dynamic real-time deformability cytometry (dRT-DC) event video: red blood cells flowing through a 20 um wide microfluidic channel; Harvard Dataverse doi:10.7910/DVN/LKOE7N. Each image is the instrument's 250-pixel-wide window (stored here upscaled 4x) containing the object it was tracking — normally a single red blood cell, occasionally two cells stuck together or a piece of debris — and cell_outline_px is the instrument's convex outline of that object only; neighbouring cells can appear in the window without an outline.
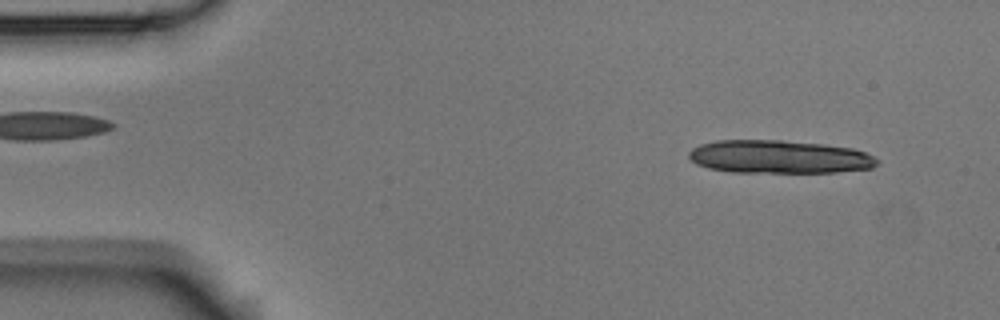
{"species": "Egyptian fruit bat (a non-hibernating species)", "species_latin": "Rousettus aegyptiacus", "temperature_condition": "room temperature", "stored_images_in_passage": 10, "camera_frame_rate_fps": 3000, "um_per_image_px": 0.085, "animal": {"sex": "male"}, "frame": {"image": 1, "passage_image": 1, "time_ms": 0.0, "image_size_px": [1000, 320], "cell_outline_px": [[880, 160], [872, 168], [836, 172], [732, 172], [708, 168], [696, 164], [688, 156], [688, 152], [692, 148], [700, 144], [716, 140], [780, 140], [824, 144], [852, 148], [864, 152]], "centroid_in_image_um": [66.2, 13.33], "position_along_channel_um": 18.8, "area_um2": 36.41}}